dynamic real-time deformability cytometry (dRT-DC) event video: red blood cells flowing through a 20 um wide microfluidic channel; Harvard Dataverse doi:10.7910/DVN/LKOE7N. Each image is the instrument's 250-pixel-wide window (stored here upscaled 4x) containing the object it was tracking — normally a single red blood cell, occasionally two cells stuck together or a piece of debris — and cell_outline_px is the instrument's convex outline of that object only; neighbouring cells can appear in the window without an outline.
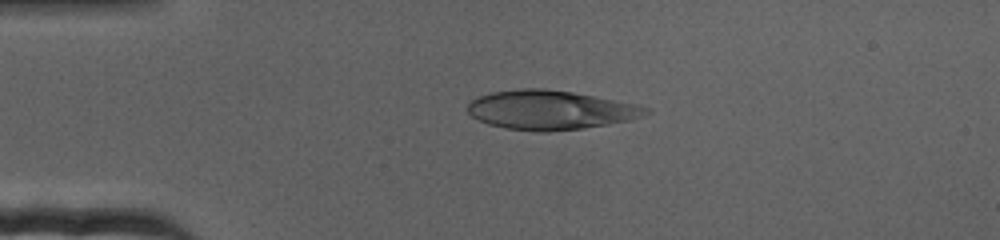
{"species": "human", "species_latin": "Homo sapiens", "temperature_condition": "cold", "stored_images_in_passage": 73, "camera_frame_rate_fps": 3000, "um_per_image_px": 0.085, "donor": {"sex": "female"}, "frame": {"image": 1, "passage_image": 17, "time_ms": 5.333, "image_size_px": [1000, 240], "cell_outline_px": [[652, 112], [628, 120], [608, 124], [584, 128], [548, 132], [536, 132], [504, 128], [488, 124], [472, 116], [468, 112], [468, 104], [476, 96], [492, 92], [520, 88], [544, 88], [572, 92], [632, 104], [648, 108]], "centroid_in_image_um": [46.71, 9.35], "position_along_channel_um": 38.3, "area_um2": 40.4}}
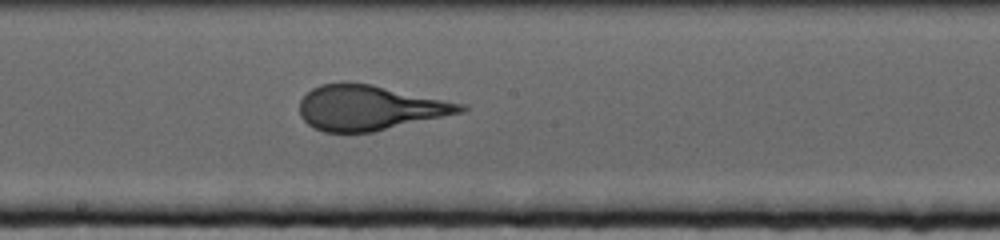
{"frame": {"image": 2, "passage_image": 40, "time_ms": 13.0, "image_size_px": [1000, 240], "cell_outline_px": [[468, 108], [464, 112], [372, 132], [324, 132], [308, 124], [300, 116], [300, 100], [312, 88], [320, 84], [344, 80], [348, 80], [372, 84], [468, 104]], "centroid_in_image_um": [31.43, 9.13], "position_along_channel_um": 216.8, "area_um2": 42.71}}
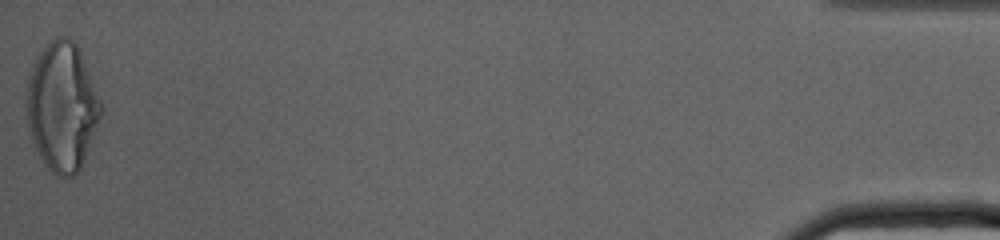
{"frame": {"image": 3, "passage_image": 73, "time_ms": 24.0, "image_size_px": [1000, 240], "cell_outline_px": [[100, 116], [80, 168], [72, 176], [64, 180], [56, 176], [44, 164], [28, 132], [24, 92], [36, 56], [52, 40], [60, 36], [68, 36], [76, 44], [80, 52], [100, 100]], "centroid_in_image_um": [5.22, 9.09], "position_along_channel_um": 430.0, "area_um2": 55.2}}